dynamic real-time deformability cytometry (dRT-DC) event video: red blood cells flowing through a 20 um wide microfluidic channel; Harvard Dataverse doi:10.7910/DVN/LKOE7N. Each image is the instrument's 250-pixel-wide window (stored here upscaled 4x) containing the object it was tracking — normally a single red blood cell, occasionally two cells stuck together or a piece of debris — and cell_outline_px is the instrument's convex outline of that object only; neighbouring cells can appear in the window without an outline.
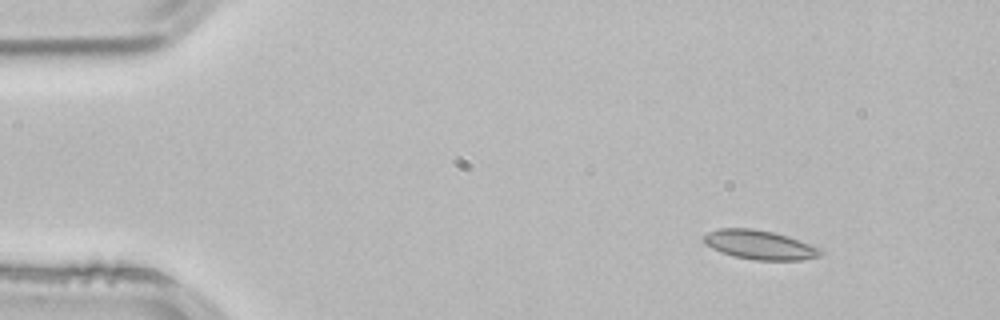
{"species": "common noctule bat (a hibernating species)", "species_latin": "Nyctalus noctula", "temperature_condition": "room temperature", "stored_images_in_passage": 4, "camera_frame_rate_fps": 3000, "um_per_image_px": 0.085, "animal": {"sex": "male", "body_mass_g": 21.5, "forearm_length_mm": 52.0}, "frame": {"image": 1, "passage_image": 2, "time_ms": 0.333, "image_size_px": [1000, 320], "cell_outline_px": [[824, 252], [820, 256], [800, 260], [752, 260], [720, 252], [704, 244], [704, 236], [708, 232], [720, 228], [752, 228], [772, 232], [788, 236], [820, 248]], "centroid_in_image_um": [64.57, 20.81], "position_along_channel_um": 20.4, "area_um2": 19.77}}
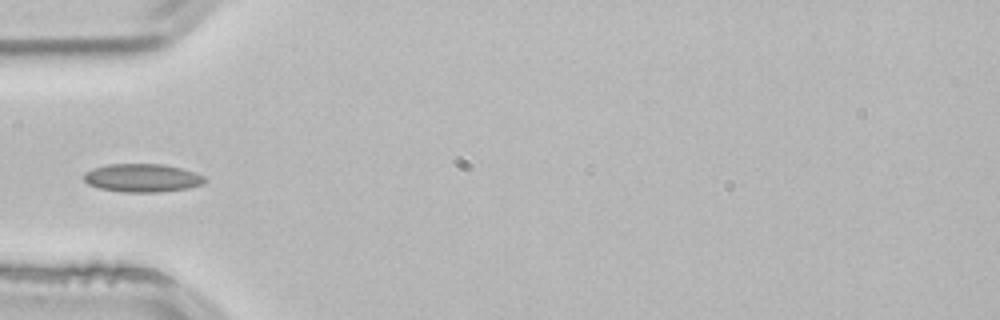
{"frame": {"image": 2, "passage_image": 4, "time_ms": 1.0, "image_size_px": [1000, 320], "cell_outline_px": [[208, 180], [204, 184], [188, 188], [160, 192], [120, 192], [100, 188], [88, 184], [84, 180], [84, 172], [92, 168], [108, 164], [164, 164], [196, 172], [204, 176]], "centroid_in_image_um": [12.11, 15.12], "position_along_channel_um": 72.9, "area_um2": 20.11}}